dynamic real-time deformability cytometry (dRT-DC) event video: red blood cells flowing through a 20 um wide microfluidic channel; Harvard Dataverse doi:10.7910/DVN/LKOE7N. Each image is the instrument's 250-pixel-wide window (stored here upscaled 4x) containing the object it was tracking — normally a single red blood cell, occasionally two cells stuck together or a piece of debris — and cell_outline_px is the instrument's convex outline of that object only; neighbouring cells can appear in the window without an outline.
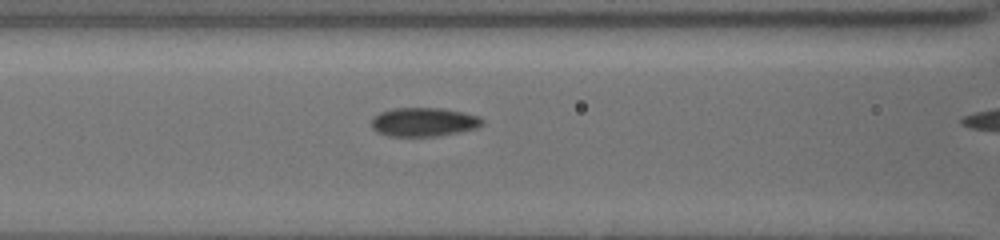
{"species": "common noctule bat (a hibernating species)", "species_latin": "Nyctalus noctula", "temperature_condition": "cold", "stored_images_in_passage": 5, "camera_frame_rate_fps": 3000, "um_per_image_px": 0.085, "animal": {"sex": "female", "body_mass_g": 19.5, "forearm_length_mm": 54.1}, "frame": {"image": 1, "passage_image": 4, "time_ms": 2.333, "image_size_px": [1000, 240], "cell_outline_px": [[484, 124], [476, 128], [436, 136], [388, 136], [376, 132], [372, 128], [372, 116], [380, 112], [392, 108], [444, 108], [464, 112], [480, 116], [484, 120]], "centroid_in_image_um": [36.01, 10.36], "position_along_channel_um": 130.6, "area_um2": 18.79}}